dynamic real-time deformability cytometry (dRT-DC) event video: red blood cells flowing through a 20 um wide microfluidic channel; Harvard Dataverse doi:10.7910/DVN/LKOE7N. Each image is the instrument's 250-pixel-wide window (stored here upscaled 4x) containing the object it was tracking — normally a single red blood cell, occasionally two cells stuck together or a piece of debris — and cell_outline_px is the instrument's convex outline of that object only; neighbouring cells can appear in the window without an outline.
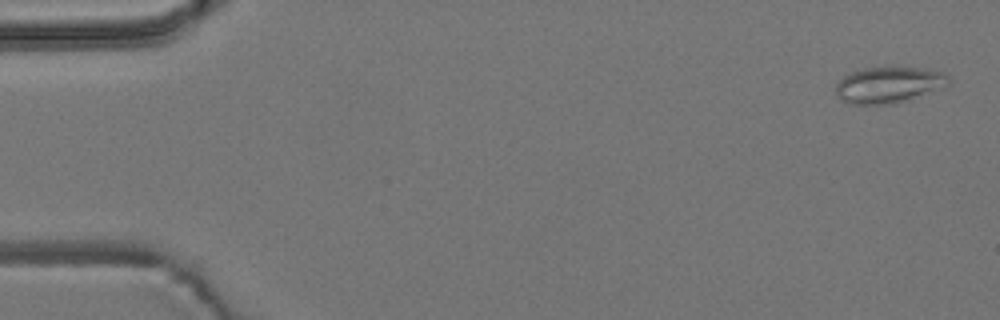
{"species": "common noctule bat (a hibernating species)", "species_latin": "Nyctalus noctula", "temperature_condition": "room temperature", "stored_images_in_passage": 7, "camera_frame_rate_fps": 3000, "um_per_image_px": 0.085, "animal": {"sex": "male", "body_mass_g": 19.2, "forearm_length_mm": 51.8}, "frame": {"image": 1, "passage_image": 1, "time_ms": 0.0, "image_size_px": [1000, 320], "cell_outline_px": [[952, 80], [948, 84], [908, 100], [896, 104], [848, 104], [836, 92], [836, 84], [844, 76], [852, 72], [864, 68], [888, 64], [924, 68], [944, 72]], "centroid_in_image_um": [75.56, 7.16], "position_along_channel_um": 9.4, "area_um2": 24.28}}
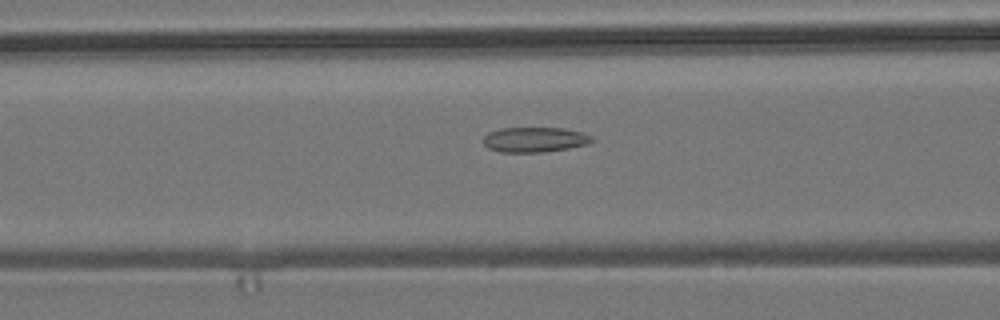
{"frame": {"image": 2, "passage_image": 6, "time_ms": 1.667, "image_size_px": [1000, 320], "cell_outline_px": [[596, 140], [588, 144], [568, 148], [544, 152], [500, 152], [488, 148], [484, 144], [484, 136], [488, 132], [500, 128], [564, 128], [580, 132], [592, 136]], "centroid_in_image_um": [45.45, 11.87], "position_along_channel_um": 121.1, "area_um2": 15.9}}
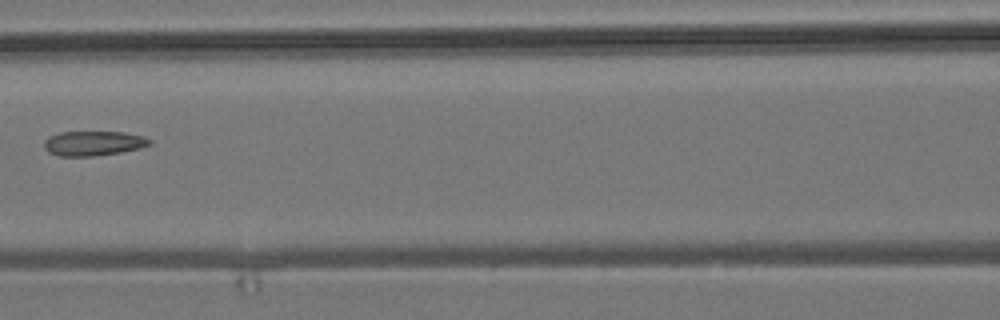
{"frame": {"image": 3, "passage_image": 7, "time_ms": 2.0, "image_size_px": [1000, 320], "cell_outline_px": [[152, 144], [140, 148], [120, 152], [92, 156], [60, 156], [48, 152], [44, 148], [44, 140], [48, 136], [60, 132], [124, 132], [144, 136], [152, 140]], "centroid_in_image_um": [7.94, 12.17], "position_along_channel_um": 158.7, "area_um2": 15.26}}